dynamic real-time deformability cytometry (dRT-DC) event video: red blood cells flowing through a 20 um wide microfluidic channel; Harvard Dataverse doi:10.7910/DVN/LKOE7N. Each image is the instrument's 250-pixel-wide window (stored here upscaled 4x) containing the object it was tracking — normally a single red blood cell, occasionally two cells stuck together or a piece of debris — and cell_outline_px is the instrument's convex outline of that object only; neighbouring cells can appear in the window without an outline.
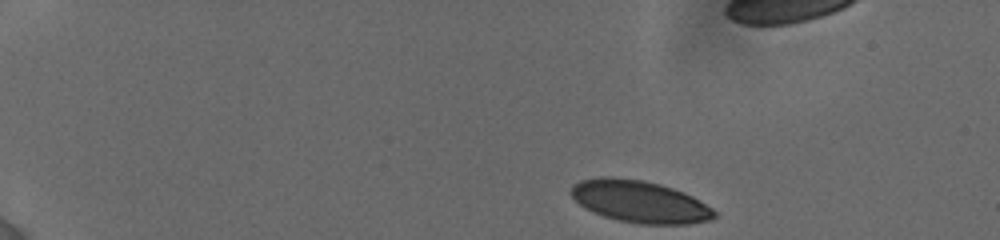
{"species": "human", "species_latin": "Homo sapiens", "temperature_condition": "cold", "stored_images_in_passage": 9, "camera_frame_rate_fps": 3000, "um_per_image_px": 0.085, "donor": {"sex": "female"}, "frame": {"image": 1, "passage_image": 1, "time_ms": 0.0, "image_size_px": [1000, 240], "cell_outline_px": [[716, 216], [708, 220], [688, 224], [640, 224], [616, 220], [604, 216], [584, 208], [572, 196], [572, 184], [580, 180], [600, 176], [608, 176], [644, 180], [660, 184], [684, 192], [692, 196], [712, 208], [716, 212]], "centroid_in_image_um": [54.36, 17.13], "position_along_channel_um": 30.6, "area_um2": 35.08}}
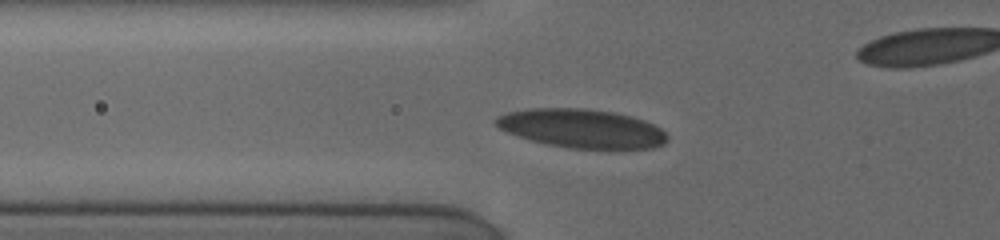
{"frame": {"image": 2, "passage_image": 7, "time_ms": 4.0, "image_size_px": [1000, 240], "cell_outline_px": [[668, 140], [664, 144], [652, 148], [612, 152], [568, 148], [544, 144], [516, 136], [500, 128], [492, 120], [496, 116], [508, 112], [532, 108], [584, 108], [616, 112], [632, 116], [644, 120], [660, 128], [668, 136]], "centroid_in_image_um": [49.51, 10.97], "position_along_channel_um": 76.3, "area_um2": 40.11}}
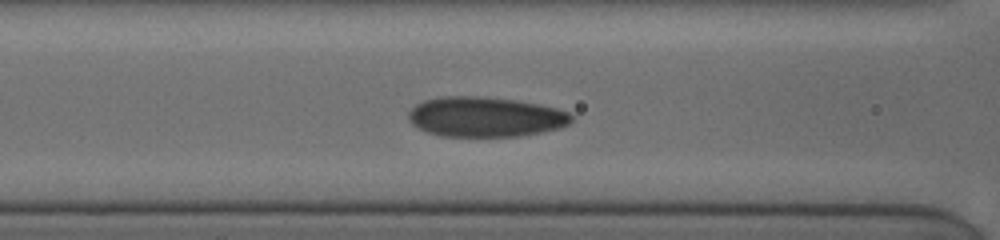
{"frame": {"image": 3, "passage_image": 9, "time_ms": 5.333, "image_size_px": [1000, 240], "cell_outline_px": [[572, 120], [568, 124], [560, 128], [520, 136], [440, 136], [428, 132], [412, 124], [408, 120], [408, 112], [416, 104], [424, 100], [444, 96], [480, 96], [516, 100], [540, 104], [556, 108], [568, 112], [572, 116]], "centroid_in_image_um": [41.24, 9.93], "position_along_channel_um": 125.4, "area_um2": 37.97}}